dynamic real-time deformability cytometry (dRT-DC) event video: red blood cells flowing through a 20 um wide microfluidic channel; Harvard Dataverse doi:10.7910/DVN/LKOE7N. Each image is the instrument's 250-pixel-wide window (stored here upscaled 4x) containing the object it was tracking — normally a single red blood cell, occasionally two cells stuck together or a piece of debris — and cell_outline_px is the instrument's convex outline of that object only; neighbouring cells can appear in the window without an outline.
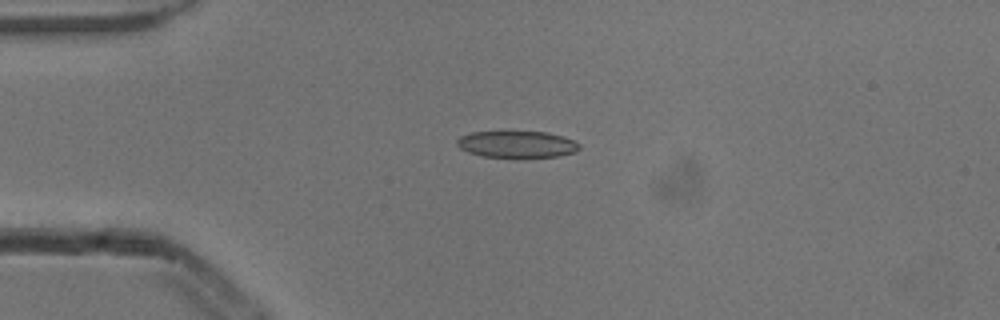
{"species": "common noctule bat (a hibernating species)", "species_latin": "Nyctalus noctula", "temperature_condition": "cold", "stored_images_in_passage": 4, "camera_frame_rate_fps": 3000, "um_per_image_px": 0.085, "animal": {"sex": "male", "body_mass_g": 13.3}, "frame": {"image": 1, "passage_image": 3, "time_ms": 0.667, "image_size_px": [1000, 320], "cell_outline_px": [[580, 148], [576, 152], [560, 156], [480, 156], [468, 152], [460, 148], [456, 144], [456, 140], [460, 136], [472, 132], [548, 132], [564, 136], [580, 144]], "centroid_in_image_um": [43.94, 12.25], "position_along_channel_um": 41.1, "area_um2": 18.79}}